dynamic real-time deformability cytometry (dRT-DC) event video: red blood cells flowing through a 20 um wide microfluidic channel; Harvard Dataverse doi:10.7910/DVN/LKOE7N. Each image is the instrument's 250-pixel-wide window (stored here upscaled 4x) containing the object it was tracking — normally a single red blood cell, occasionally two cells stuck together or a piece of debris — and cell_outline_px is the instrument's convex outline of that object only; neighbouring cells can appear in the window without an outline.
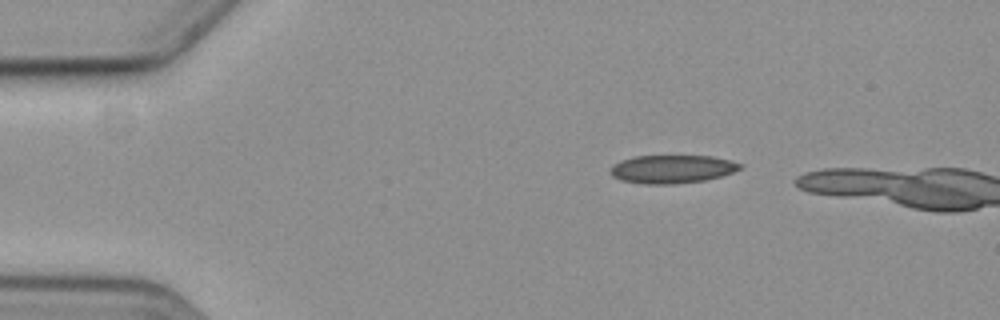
{"species": "common noctule bat (a hibernating species)", "species_latin": "Nyctalus noctula", "temperature_condition": "cold", "stored_images_in_passage": 3, "camera_frame_rate_fps": 3000, "um_per_image_px": 0.085, "animal": {"sex": "female", "body_mass_g": 19.3, "forearm_length_mm": 54.1}, "frame": {"image": 1, "passage_image": 2, "time_ms": 1.333, "image_size_px": [1000, 320], "cell_outline_px": [[744, 168], [720, 176], [704, 180], [672, 184], [644, 184], [620, 180], [612, 176], [608, 172], [612, 164], [620, 160], [632, 156], [712, 156], [732, 160], [744, 164]], "centroid_in_image_um": [57.11, 14.36], "position_along_channel_um": 27.9, "area_um2": 21.62}}